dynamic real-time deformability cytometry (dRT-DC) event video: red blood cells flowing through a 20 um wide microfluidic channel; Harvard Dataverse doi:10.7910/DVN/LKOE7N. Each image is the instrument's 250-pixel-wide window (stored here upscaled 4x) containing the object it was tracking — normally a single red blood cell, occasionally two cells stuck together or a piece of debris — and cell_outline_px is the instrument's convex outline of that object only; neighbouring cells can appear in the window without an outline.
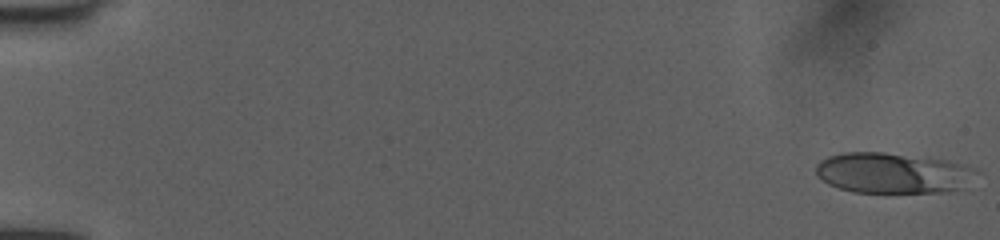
{"species": "human", "species_latin": "Homo sapiens", "temperature_condition": "room temperature", "stored_images_in_passage": 51, "camera_frame_rate_fps": 3000, "um_per_image_px": 0.085, "donor": {"sex": "female"}, "frame": {"image": 1, "passage_image": 1, "time_ms": 0.0, "image_size_px": [1000, 240], "cell_outline_px": [[984, 172], [964, 188], [948, 192], [852, 192], [828, 184], [816, 176], [816, 164], [820, 160], [828, 156], [844, 152], [884, 152], [948, 160], [968, 164], [980, 168]], "centroid_in_image_um": [76.02, 14.7], "position_along_channel_um": 9.0, "area_um2": 38.96}}
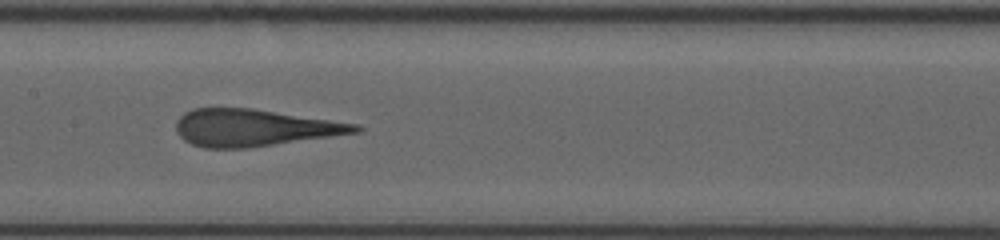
{"frame": {"image": 2, "passage_image": 27, "time_ms": 8.667, "image_size_px": [1000, 240], "cell_outline_px": [[364, 128], [360, 132], [248, 148], [204, 148], [192, 144], [184, 140], [176, 132], [176, 120], [184, 112], [192, 108], [252, 108], [360, 124]], "centroid_in_image_um": [21.6, 10.85], "position_along_channel_um": 185.8, "area_um2": 38.78}}
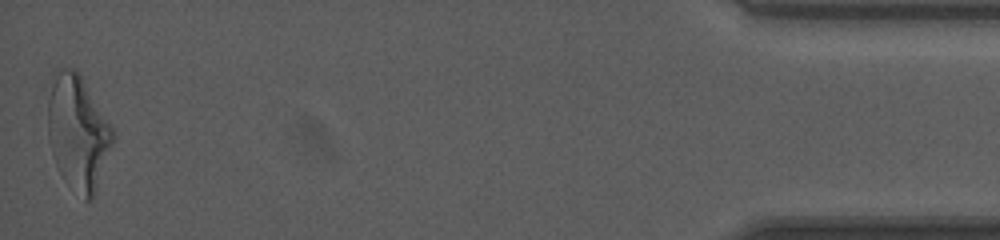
{"frame": {"image": 3, "passage_image": 51, "time_ms": 16.667, "image_size_px": [1000, 240], "cell_outline_px": [[112, 144], [92, 196], [88, 200], [84, 200], [60, 172], [56, 164], [48, 140], [48, 100], [56, 68], [72, 68], [80, 72], [112, 128]], "centroid_in_image_um": [6.59, 11.17], "position_along_channel_um": 428.6, "area_um2": 42.08}}